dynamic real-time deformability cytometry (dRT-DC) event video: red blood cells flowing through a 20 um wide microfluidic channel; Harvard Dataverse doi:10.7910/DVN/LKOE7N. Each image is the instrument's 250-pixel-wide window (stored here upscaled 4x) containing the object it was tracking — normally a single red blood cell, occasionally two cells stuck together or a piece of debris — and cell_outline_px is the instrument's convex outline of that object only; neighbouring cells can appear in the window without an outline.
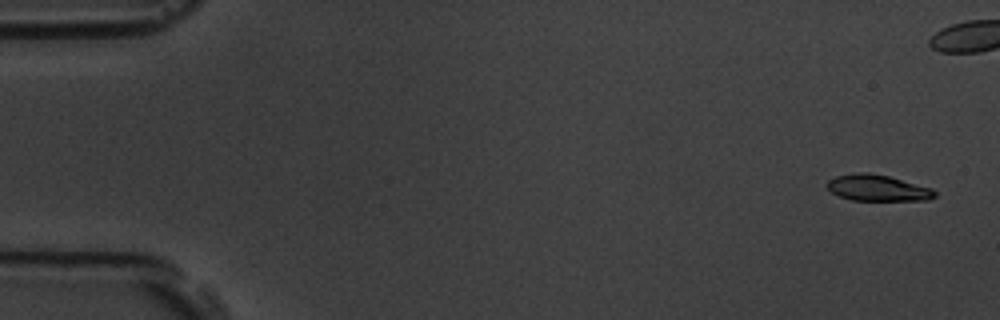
{"species": "common noctule bat (a hibernating species)", "species_latin": "Nyctalus noctula", "temperature_condition": "room temperature", "stored_images_in_passage": 7, "camera_frame_rate_fps": 3000, "um_per_image_px": 0.085, "animal": {"sex": "male", "body_mass_g": 19.5, "forearm_length_mm": 54.6}, "frame": {"image": 1, "passage_image": 1, "time_ms": 0.0, "image_size_px": [1000, 320], "cell_outline_px": [[936, 196], [928, 200], [852, 200], [840, 196], [832, 192], [828, 188], [828, 180], [836, 176], [856, 172], [868, 172], [888, 176], [932, 188], [936, 192]], "centroid_in_image_um": [74.61, 15.97], "position_along_channel_um": 10.4, "area_um2": 16.3}}
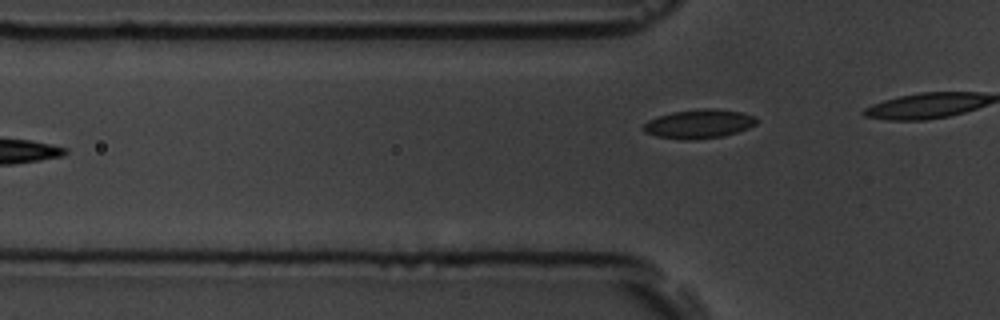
{"frame": {"image": 2, "passage_image": 7, "time_ms": 7.0, "image_size_px": [1000, 320], "cell_outline_px": [[756, 124], [748, 128], [724, 136], [692, 140], [688, 140], [656, 136], [644, 132], [640, 128], [648, 120], [656, 116], [672, 112], [700, 108], [712, 108], [744, 112], [756, 116]], "centroid_in_image_um": [59.39, 10.52], "position_along_channel_um": 66.4, "area_um2": 19.31}}